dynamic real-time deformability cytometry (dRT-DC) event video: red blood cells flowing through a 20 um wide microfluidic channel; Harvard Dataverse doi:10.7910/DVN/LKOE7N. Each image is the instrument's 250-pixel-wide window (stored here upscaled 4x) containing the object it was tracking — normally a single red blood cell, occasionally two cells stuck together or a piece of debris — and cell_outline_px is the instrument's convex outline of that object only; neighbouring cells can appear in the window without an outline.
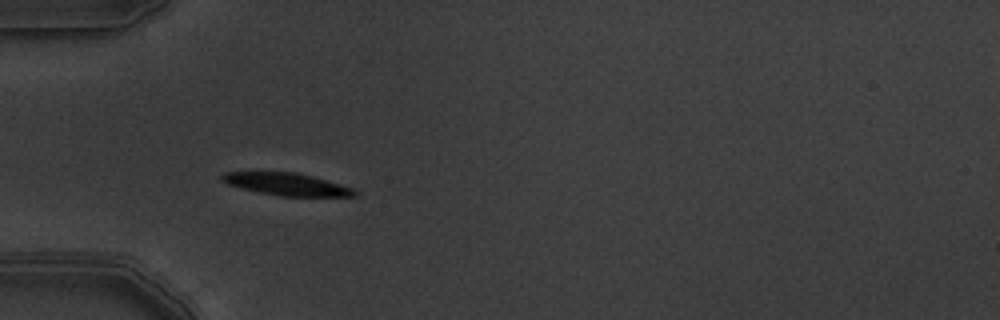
{"species": "common noctule bat (a hibernating species)", "species_latin": "Nyctalus noctula", "temperature_condition": "warm", "stored_images_in_passage": 5, "camera_frame_rate_fps": 3000, "um_per_image_px": 0.085, "animal": {"sex": "male", "body_mass_g": 19.5, "forearm_length_mm": 54.6}, "frame": {"image": 1, "passage_image": 4, "time_ms": 1.0, "image_size_px": [1000, 320], "cell_outline_px": [[356, 196], [280, 196], [260, 192], [228, 184], [220, 180], [220, 176], [224, 172], [296, 172], [312, 176], [340, 184], [352, 188], [356, 192]], "centroid_in_image_um": [24.35, 15.65], "position_along_channel_um": 60.7, "area_um2": 16.99}}